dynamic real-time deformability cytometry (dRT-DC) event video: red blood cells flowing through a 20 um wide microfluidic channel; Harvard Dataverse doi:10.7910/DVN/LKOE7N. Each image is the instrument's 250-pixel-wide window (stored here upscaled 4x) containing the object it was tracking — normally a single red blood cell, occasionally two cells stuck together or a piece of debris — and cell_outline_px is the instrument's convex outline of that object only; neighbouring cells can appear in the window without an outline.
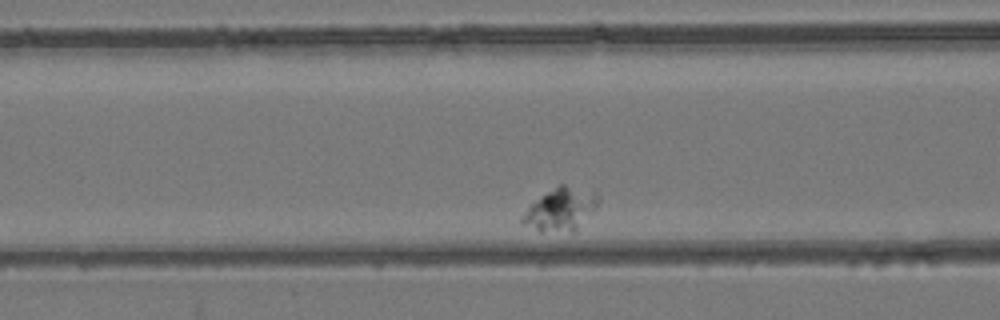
{"species": "common noctule bat (a hibernating species)", "species_latin": "Nyctalus noctula", "temperature_condition": "room temperature", "stored_images_in_passage": 42, "camera_frame_rate_fps": 3000, "um_per_image_px": 0.085, "animal": {"sex": "female", "body_mass_g": 24.6, "forearm_length_mm": 56.2}, "frame": {"image": 1, "passage_image": 17, "time_ms": 5.333, "image_size_px": [1000, 320], "cell_outline_px": [[600, 200], [596, 208], [572, 232], [540, 232], [524, 224], [520, 220], [520, 216], [532, 204], [548, 192], [560, 184], [564, 184], [592, 192], [600, 196]], "centroid_in_image_um": [47.65, 17.82], "position_along_channel_um": 118.9, "area_um2": 18.5}}
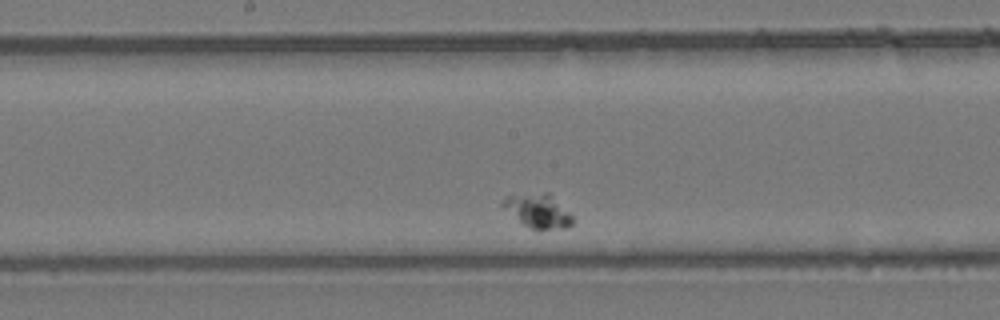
{"frame": {"image": 2, "passage_image": 25, "time_ms": 8.0, "image_size_px": [1000, 320], "cell_outline_px": [[572, 224], [568, 228], [528, 228], [500, 204], [504, 196], [544, 192], [548, 192], [572, 216]], "centroid_in_image_um": [45.71, 17.9], "position_along_channel_um": 202.5, "area_um2": 13.35}}
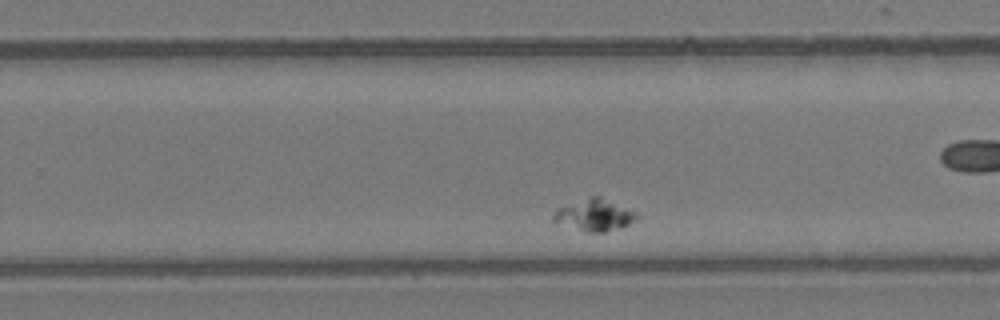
{"frame": {"image": 3, "passage_image": 32, "time_ms": 10.333, "image_size_px": [1000, 320], "cell_outline_px": [[640, 220], [624, 228], [604, 232], [584, 232], [552, 220], [552, 216], [556, 208], [592, 196], [600, 196], [636, 212], [640, 216]], "centroid_in_image_um": [50.6, 18.3], "position_along_channel_um": 279.2, "area_um2": 15.66}}